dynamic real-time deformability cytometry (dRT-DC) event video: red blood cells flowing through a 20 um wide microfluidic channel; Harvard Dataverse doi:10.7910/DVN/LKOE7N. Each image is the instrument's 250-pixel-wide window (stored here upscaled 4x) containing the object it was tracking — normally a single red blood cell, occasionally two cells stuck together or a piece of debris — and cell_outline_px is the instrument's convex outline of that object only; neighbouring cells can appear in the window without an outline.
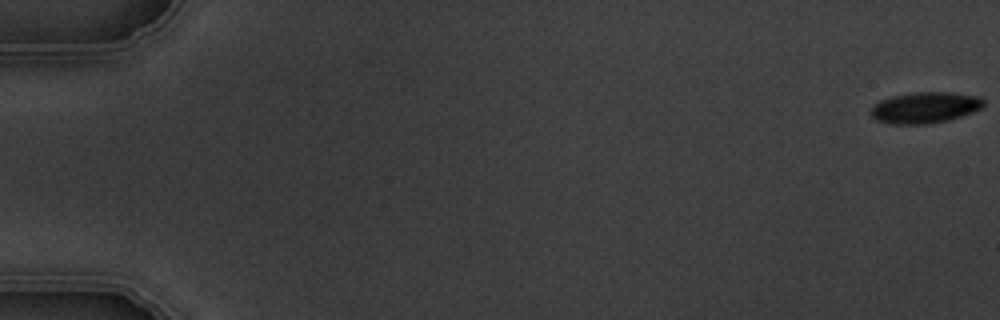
{"species": "common noctule bat (a hibernating species)", "species_latin": "Nyctalus noctula", "temperature_condition": "warm", "stored_images_in_passage": 6, "camera_frame_rate_fps": 3000, "um_per_image_px": 0.085, "animal": {"sex": "male", "body_mass_g": 19.5, "forearm_length_mm": 54.6}, "frame": {"image": 1, "passage_image": 1, "time_ms": 0.0, "image_size_px": [1000, 320], "cell_outline_px": [[984, 104], [980, 108], [972, 112], [948, 120], [928, 124], [888, 124], [876, 120], [868, 112], [872, 104], [880, 100], [892, 96], [916, 92], [948, 92], [980, 96], [984, 100]], "centroid_in_image_um": [78.56, 9.15], "position_along_channel_um": 6.4, "area_um2": 20.63}}